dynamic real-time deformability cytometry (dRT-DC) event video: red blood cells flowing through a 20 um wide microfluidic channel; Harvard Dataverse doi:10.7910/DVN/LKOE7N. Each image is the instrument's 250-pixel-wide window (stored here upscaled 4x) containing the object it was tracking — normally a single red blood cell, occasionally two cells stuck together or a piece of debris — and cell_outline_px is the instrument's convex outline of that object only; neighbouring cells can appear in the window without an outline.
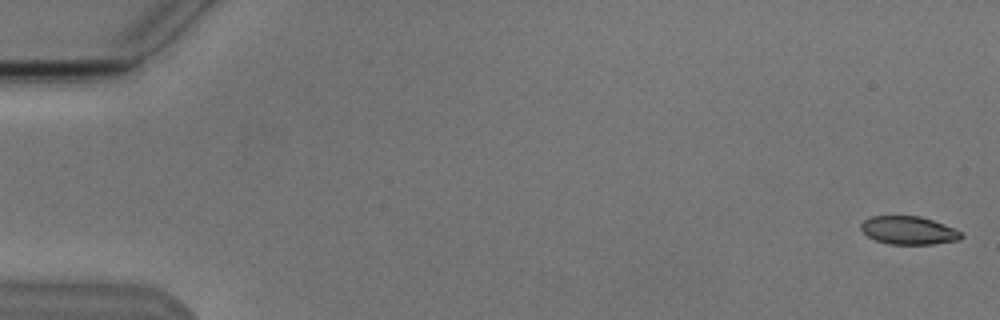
{"species": "Egyptian fruit bat (a non-hibernating species)", "species_latin": "Rousettus aegyptiacus", "temperature_condition": "cold", "stored_images_in_passage": 8, "camera_frame_rate_fps": 3000, "um_per_image_px": 0.085, "animal": {"sex": "male"}, "frame": {"image": 1, "passage_image": 1, "time_ms": 0.0, "image_size_px": [1000, 320], "cell_outline_px": [[964, 236], [960, 240], [932, 244], [888, 244], [876, 240], [868, 236], [860, 228], [860, 224], [864, 220], [872, 216], [920, 216], [944, 224], [960, 232]], "centroid_in_image_um": [77.23, 19.58], "position_along_channel_um": 7.8, "area_um2": 16.36}}
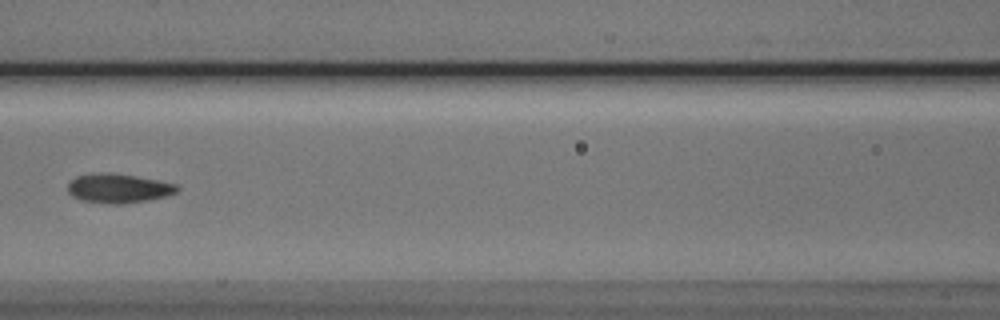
{"frame": {"image": 2, "passage_image": 7, "time_ms": 8.0, "image_size_px": [1000, 320], "cell_outline_px": [[180, 188], [176, 192], [168, 196], [148, 200], [124, 204], [108, 204], [80, 200], [72, 196], [68, 192], [68, 180], [76, 176], [132, 176], [156, 180], [176, 184]], "centroid_in_image_um": [10.09, 16.08], "position_along_channel_um": 156.5, "area_um2": 17.8}}
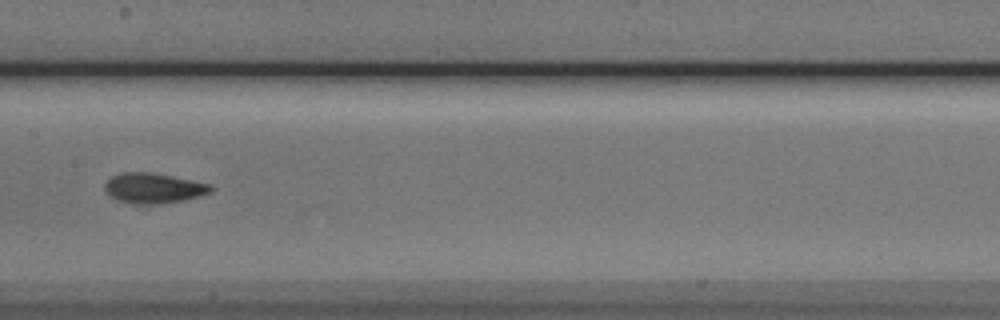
{"frame": {"image": 3, "passage_image": 8, "time_ms": 9.0, "image_size_px": [1000, 320], "cell_outline_px": [[212, 192], [200, 196], [184, 200], [164, 204], [132, 204], [116, 200], [104, 188], [104, 184], [112, 176], [124, 172], [148, 172], [212, 184]], "centroid_in_image_um": [13.06, 16.01], "position_along_channel_um": 194.3, "area_um2": 18.61}}